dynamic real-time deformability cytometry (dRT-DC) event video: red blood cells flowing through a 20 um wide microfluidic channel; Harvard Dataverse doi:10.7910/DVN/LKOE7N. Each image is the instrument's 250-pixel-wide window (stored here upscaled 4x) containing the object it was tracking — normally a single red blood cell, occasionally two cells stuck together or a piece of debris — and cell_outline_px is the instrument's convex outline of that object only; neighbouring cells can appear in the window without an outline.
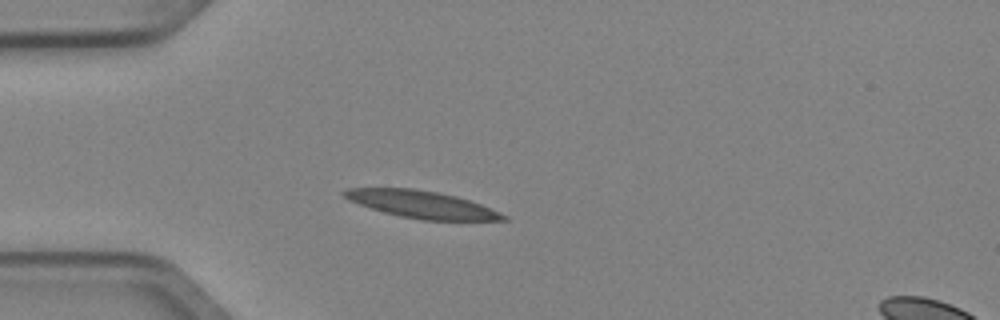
{"species": "Egyptian fruit bat (a non-hibernating species)", "species_latin": "Rousettus aegyptiacus", "temperature_condition": "cold", "stored_images_in_passage": 5, "camera_frame_rate_fps": 3000, "um_per_image_px": 0.085, "animal": {"sex": "female"}, "frame": {"image": 1, "passage_image": 4, "time_ms": 1.0, "image_size_px": [1000, 320], "cell_outline_px": [[508, 220], [424, 220], [400, 216], [384, 212], [348, 200], [340, 192], [348, 188], [412, 188], [440, 192], [456, 196], [480, 204], [500, 212], [508, 216]], "centroid_in_image_um": [35.84, 17.37], "position_along_channel_um": 49.2, "area_um2": 25.09}}